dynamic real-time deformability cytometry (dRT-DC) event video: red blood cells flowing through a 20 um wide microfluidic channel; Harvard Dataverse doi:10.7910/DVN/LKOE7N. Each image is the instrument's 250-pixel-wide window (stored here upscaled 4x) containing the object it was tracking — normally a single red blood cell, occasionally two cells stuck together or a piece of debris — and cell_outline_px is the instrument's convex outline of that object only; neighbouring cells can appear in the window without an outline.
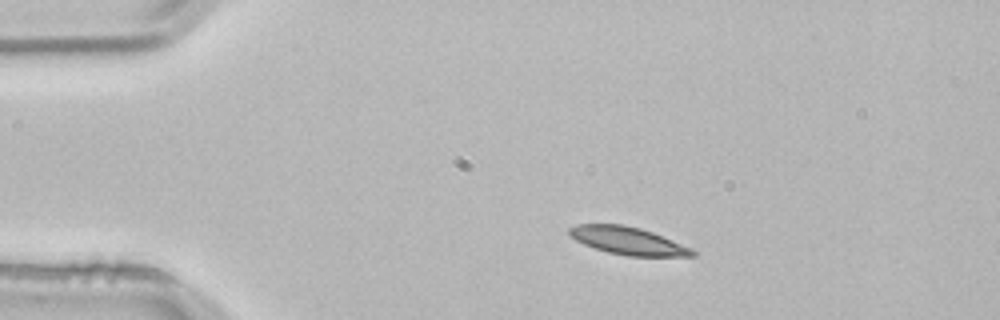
{"species": "common noctule bat (a hibernating species)", "species_latin": "Nyctalus noctula", "temperature_condition": "room temperature", "stored_images_in_passage": 3, "camera_frame_rate_fps": 3000, "um_per_image_px": 0.085, "animal": {"sex": "male", "body_mass_g": 21.5, "forearm_length_mm": 52.0}, "frame": {"image": 1, "passage_image": 2, "time_ms": 0.333, "image_size_px": [1000, 320], "cell_outline_px": [[696, 256], [628, 256], [608, 252], [584, 244], [576, 240], [568, 232], [568, 228], [576, 224], [624, 224], [640, 228], [652, 232], [692, 248], [696, 252]], "centroid_in_image_um": [53.38, 20.46], "position_along_channel_um": 31.6, "area_um2": 19.71}}